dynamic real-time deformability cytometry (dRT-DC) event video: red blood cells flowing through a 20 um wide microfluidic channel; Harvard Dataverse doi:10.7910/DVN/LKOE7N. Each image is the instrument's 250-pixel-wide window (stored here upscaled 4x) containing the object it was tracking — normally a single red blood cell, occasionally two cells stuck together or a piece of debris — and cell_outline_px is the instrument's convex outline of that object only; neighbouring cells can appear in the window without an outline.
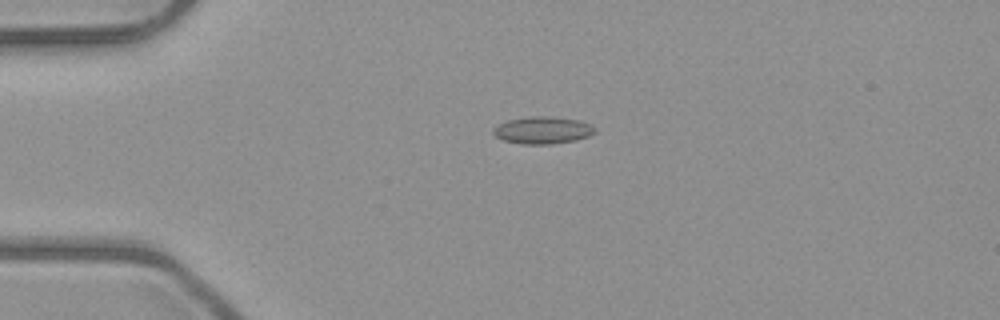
{"species": "common noctule bat (a hibernating species)", "species_latin": "Nyctalus noctula", "temperature_condition": "room temperature", "stored_images_in_passage": 1, "camera_frame_rate_fps": 3000, "um_per_image_px": 0.085, "animal": {"sex": "male", "body_mass_g": 23.1, "forearm_length_mm": 52.7}, "frame": {"image": 1, "passage_image": 1, "time_ms": 0.0, "image_size_px": [1000, 320], "cell_outline_px": [[596, 132], [588, 136], [576, 140], [552, 144], [520, 144], [504, 140], [496, 136], [492, 132], [492, 128], [508, 120], [528, 116], [548, 116], [580, 120], [592, 124], [596, 128]], "centroid_in_image_um": [46.15, 11.06], "position_along_channel_um": 38.8, "area_um2": 16.24}}